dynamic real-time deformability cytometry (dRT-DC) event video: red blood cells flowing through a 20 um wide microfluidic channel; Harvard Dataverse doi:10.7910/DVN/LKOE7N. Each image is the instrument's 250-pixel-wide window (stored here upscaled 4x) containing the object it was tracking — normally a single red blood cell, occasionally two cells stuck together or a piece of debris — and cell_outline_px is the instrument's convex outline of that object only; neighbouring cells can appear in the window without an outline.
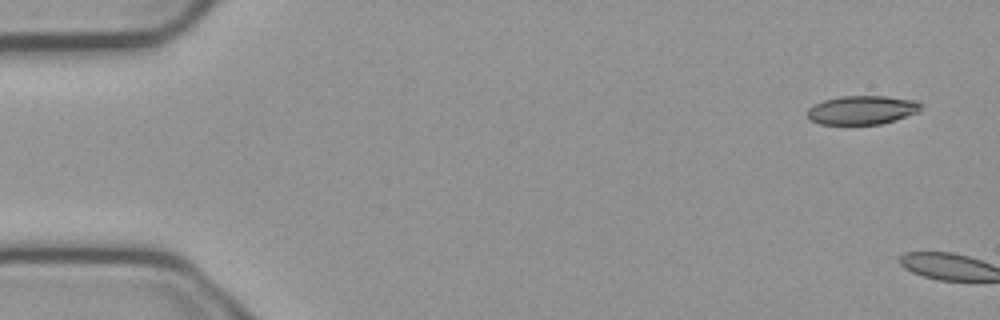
{"species": "common noctule bat (a hibernating species)", "species_latin": "Nyctalus noctula", "temperature_condition": "cold", "stored_images_in_passage": 6, "segment_of_instrument_passage": [2, 2], "camera_frame_rate_fps": 3000, "um_per_image_px": 0.085, "animal": {"sex": "male", "body_mass_g": 23.1, "forearm_length_mm": 52.7}, "frame": {"image": 1, "passage_image": 6, "time_ms": 1.667, "image_size_px": [1000, 320], "cell_outline_px": [[924, 108], [920, 112], [896, 120], [880, 124], [820, 124], [812, 120], [808, 116], [808, 108], [824, 100], [840, 96], [884, 96], [916, 100]], "centroid_in_image_um": [73.34, 9.35], "position_along_channel_um": 11.7, "area_um2": 19.07}}